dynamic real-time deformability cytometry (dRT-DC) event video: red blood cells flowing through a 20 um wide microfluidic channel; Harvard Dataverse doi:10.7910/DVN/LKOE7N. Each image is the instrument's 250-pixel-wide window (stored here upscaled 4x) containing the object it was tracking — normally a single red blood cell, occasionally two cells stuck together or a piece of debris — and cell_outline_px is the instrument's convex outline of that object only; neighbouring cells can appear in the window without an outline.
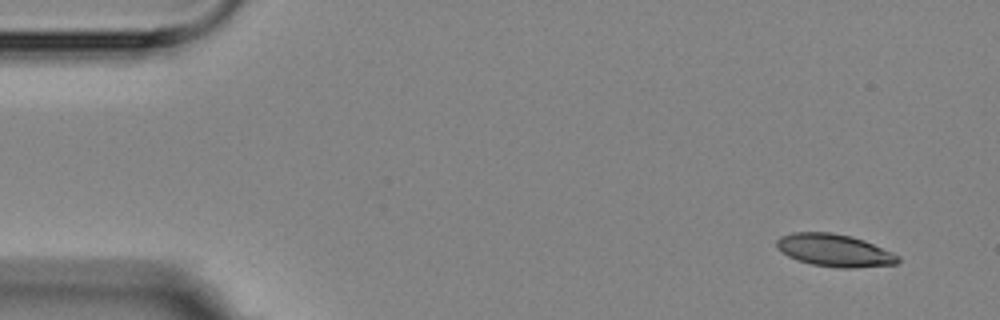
{"species": "Egyptian fruit bat (a non-hibernating species)", "species_latin": "Rousettus aegyptiacus", "temperature_condition": "room temperature", "stored_images_in_passage": 6, "camera_frame_rate_fps": 3000, "um_per_image_px": 0.085, "animal": {"sex": "female"}, "frame": {"image": 1, "passage_image": 1, "time_ms": 0.0, "image_size_px": [1000, 320], "cell_outline_px": [[900, 260], [896, 264], [852, 268], [840, 268], [812, 264], [796, 260], [780, 252], [776, 248], [776, 240], [780, 236], [792, 232], [832, 232], [852, 236], [864, 240], [892, 252], [900, 256]], "centroid_in_image_um": [70.9, 21.27], "position_along_channel_um": 14.1, "area_um2": 23.18}}
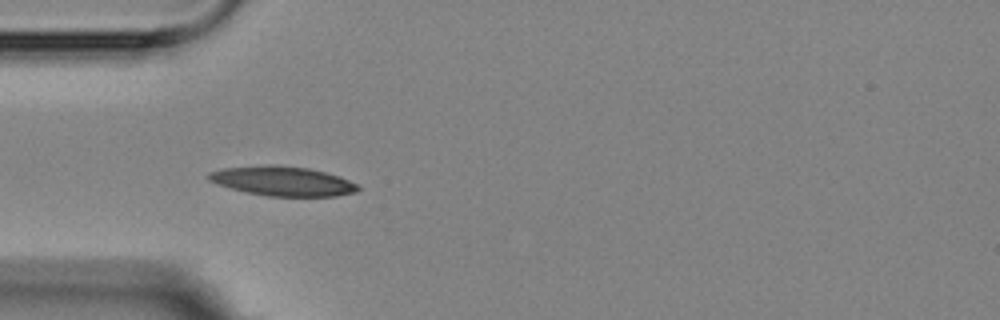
{"frame": {"image": 2, "passage_image": 5, "time_ms": 4.333, "image_size_px": [1000, 320], "cell_outline_px": [[360, 188], [356, 192], [336, 196], [268, 196], [248, 192], [216, 184], [208, 180], [204, 176], [208, 172], [224, 168], [268, 164], [276, 164], [308, 168], [340, 176], [356, 184]], "centroid_in_image_um": [23.98, 15.38], "position_along_channel_um": 61.0, "area_um2": 25.72}}
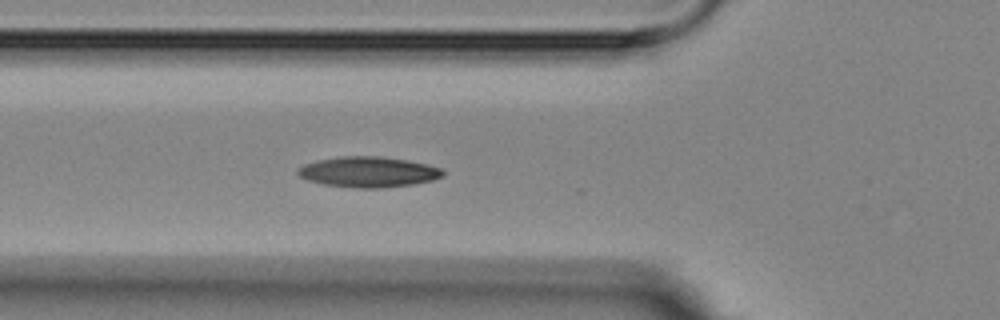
{"frame": {"image": 3, "passage_image": 6, "time_ms": 5.333, "image_size_px": [1000, 320], "cell_outline_px": [[444, 176], [432, 180], [412, 184], [380, 188], [360, 188], [324, 184], [308, 180], [300, 176], [296, 172], [296, 168], [304, 164], [316, 160], [340, 156], [380, 156], [408, 160], [428, 164], [440, 168], [444, 172]], "centroid_in_image_um": [31.29, 14.6], "position_along_channel_um": 94.5, "area_um2": 25.84}}